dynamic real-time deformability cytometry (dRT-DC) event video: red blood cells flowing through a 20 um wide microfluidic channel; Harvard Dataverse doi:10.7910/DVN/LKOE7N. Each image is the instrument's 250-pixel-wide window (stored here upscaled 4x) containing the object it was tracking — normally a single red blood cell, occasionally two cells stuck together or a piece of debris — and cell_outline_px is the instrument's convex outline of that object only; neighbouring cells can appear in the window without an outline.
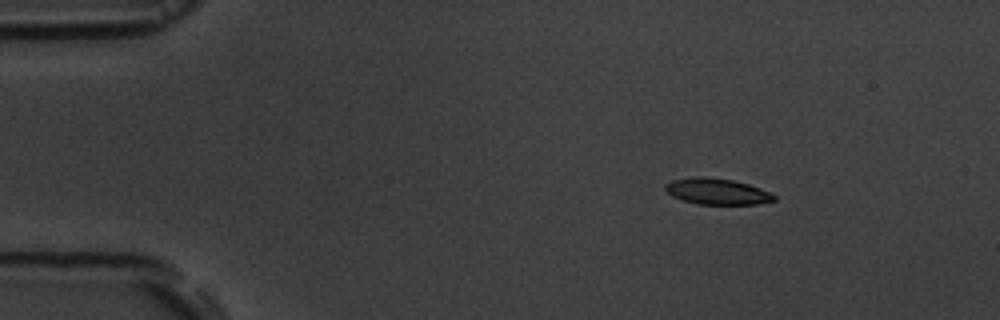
{"species": "common noctule bat (a hibernating species)", "species_latin": "Nyctalus noctula", "temperature_condition": "room temperature", "stored_images_in_passage": 6, "camera_frame_rate_fps": 3000, "um_per_image_px": 0.085, "animal": {"sex": "male", "body_mass_g": 19.5, "forearm_length_mm": 54.6}, "frame": {"image": 1, "passage_image": 3, "time_ms": 2.333, "image_size_px": [1000, 320], "cell_outline_px": [[776, 200], [756, 204], [696, 204], [672, 196], [664, 188], [664, 184], [672, 180], [696, 176], [704, 176], [732, 180], [748, 184], [768, 192], [776, 196]], "centroid_in_image_um": [60.91, 16.27], "position_along_channel_um": 24.1, "area_um2": 16.42}}
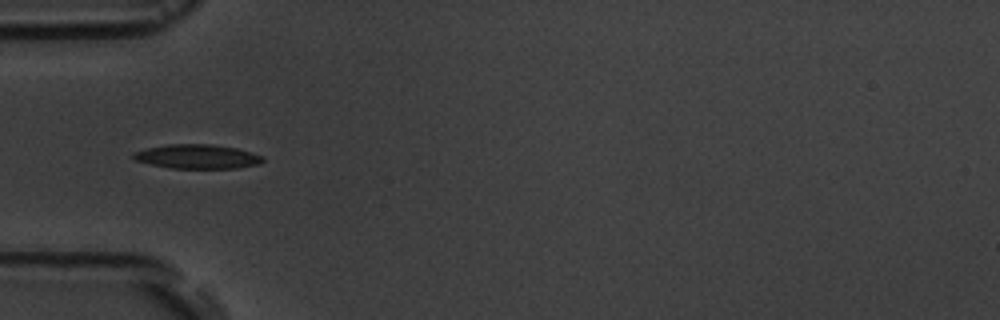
{"frame": {"image": 2, "passage_image": 6, "time_ms": 5.667, "image_size_px": [1000, 320], "cell_outline_px": [[264, 160], [260, 164], [236, 168], [172, 168], [152, 164], [136, 160], [132, 156], [132, 152], [148, 148], [168, 144], [212, 144], [236, 148], [264, 156]], "centroid_in_image_um": [16.8, 13.3], "position_along_channel_um": 68.2, "area_um2": 18.15}}